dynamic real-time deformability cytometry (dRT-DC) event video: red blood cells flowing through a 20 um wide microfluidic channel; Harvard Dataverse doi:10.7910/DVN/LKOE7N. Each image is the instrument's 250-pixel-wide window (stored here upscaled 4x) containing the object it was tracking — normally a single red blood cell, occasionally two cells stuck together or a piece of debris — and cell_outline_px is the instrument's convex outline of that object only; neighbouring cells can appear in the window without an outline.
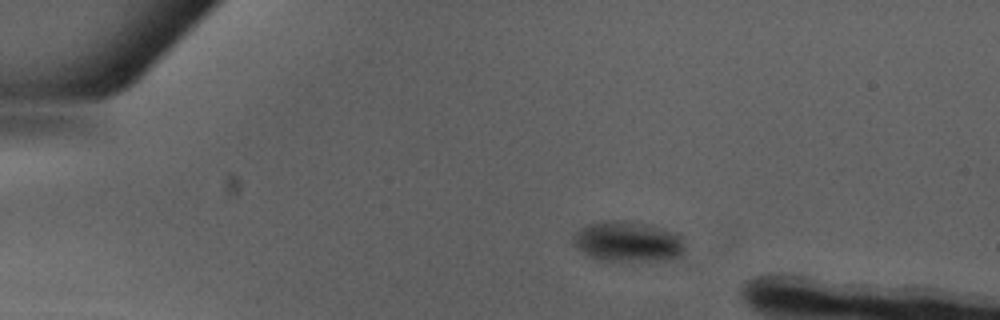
{"species": "Egyptian fruit bat (a non-hibernating species)", "species_latin": "Rousettus aegyptiacus", "temperature_condition": "warm", "stored_images_in_passage": 20, "camera_frame_rate_fps": 3000, "um_per_image_px": 0.085, "animal": {"sex": "male"}, "frame": {"image": 1, "passage_image": 10, "time_ms": 3.0, "image_size_px": [1000, 320], "cell_outline_px": [[684, 248], [680, 256], [652, 260], [596, 260], [588, 256], [572, 244], [572, 236], [580, 228], [588, 224], [600, 220], [628, 220], [652, 224], [680, 232], [684, 236]], "centroid_in_image_um": [53.37, 20.48], "position_along_channel_um": 31.6, "area_um2": 26.88}}
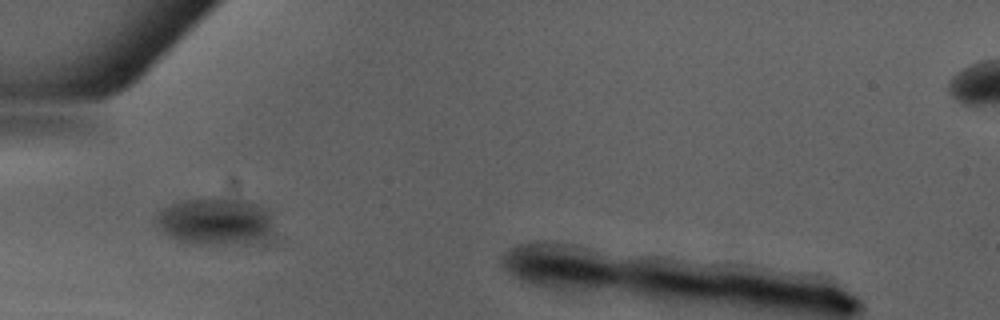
{"frame": {"image": 2, "passage_image": 17, "time_ms": 5.333, "image_size_px": [1000, 320], "cell_outline_px": [[280, 244], [192, 244], [176, 240], [160, 232], [152, 220], [164, 208], [172, 204], [184, 200], [248, 200], [260, 204], [272, 212]], "centroid_in_image_um": [18.54, 18.92], "position_along_channel_um": 66.5, "area_um2": 34.28}}